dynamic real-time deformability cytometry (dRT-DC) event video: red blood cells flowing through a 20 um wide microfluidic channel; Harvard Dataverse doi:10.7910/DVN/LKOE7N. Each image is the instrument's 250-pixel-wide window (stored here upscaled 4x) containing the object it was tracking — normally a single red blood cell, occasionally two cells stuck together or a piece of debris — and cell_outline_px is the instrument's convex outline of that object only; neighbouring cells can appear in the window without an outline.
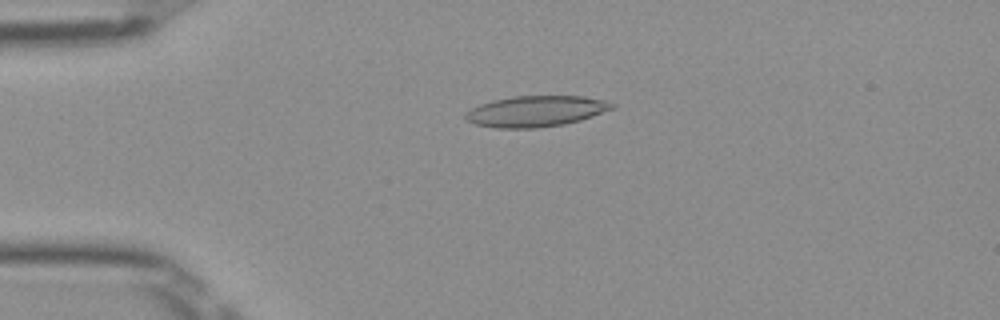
{"species": "Egyptian fruit bat (a non-hibernating species)", "species_latin": "Rousettus aegyptiacus", "temperature_condition": "room temperature", "stored_images_in_passage": 51, "camera_frame_rate_fps": 3000, "um_per_image_px": 0.085, "frame": {"image": 1, "passage_image": 12, "time_ms": 3.667, "image_size_px": [1000, 320], "cell_outline_px": [[616, 108], [580, 120], [564, 124], [536, 128], [496, 128], [476, 124], [468, 120], [464, 116], [464, 112], [480, 104], [492, 100], [512, 96], [584, 96], [604, 100], [616, 104]], "centroid_in_image_um": [45.56, 9.45], "position_along_channel_um": 39.4, "area_um2": 26.47}}
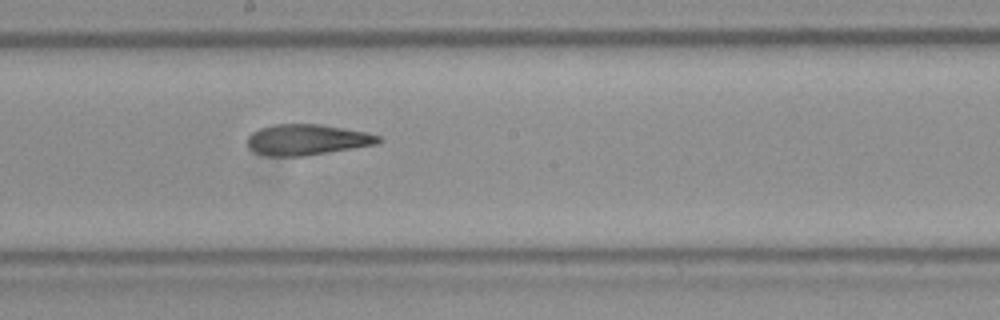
{"frame": {"image": 2, "passage_image": 28, "time_ms": 9.0, "image_size_px": [1000, 320], "cell_outline_px": [[384, 140], [376, 144], [304, 156], [268, 156], [256, 152], [248, 148], [248, 136], [252, 132], [260, 128], [272, 124], [320, 124], [368, 132], [380, 136]], "centroid_in_image_um": [26.1, 11.86], "position_along_channel_um": 222.1, "area_um2": 23.52}}
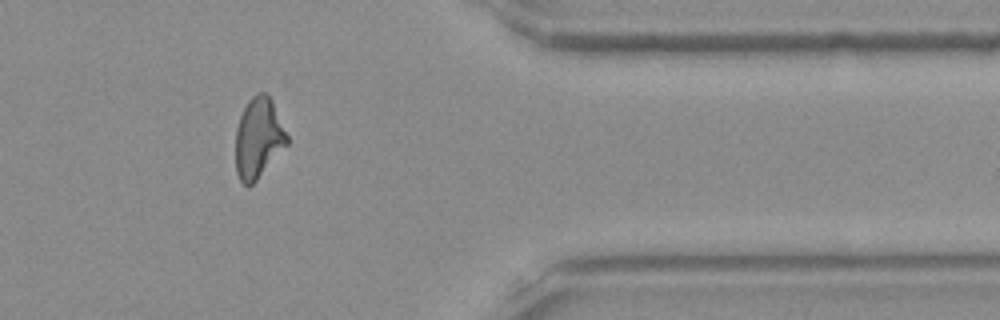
{"frame": {"image": 3, "passage_image": 42, "time_ms": 13.667, "image_size_px": [1000, 320], "cell_outline_px": [[288, 144], [256, 180], [248, 188], [240, 180], [236, 172], [236, 128], [240, 116], [248, 100], [256, 92], [264, 92], [272, 100], [288, 136]], "centroid_in_image_um": [21.96, 11.73], "position_along_channel_um": 389.4, "area_um2": 23.99}, "authors_computed_cell_mechanics": {"area_um2": 24.7384, "velocity_mm_per_s": 3.9957, "shape_relaxation_time_tau1_ms": null, "shape_relaxation_time_tau2_ms": 3.214, "deformation_change_tau1": null, "deformation_change_tau2": 0.1311}}